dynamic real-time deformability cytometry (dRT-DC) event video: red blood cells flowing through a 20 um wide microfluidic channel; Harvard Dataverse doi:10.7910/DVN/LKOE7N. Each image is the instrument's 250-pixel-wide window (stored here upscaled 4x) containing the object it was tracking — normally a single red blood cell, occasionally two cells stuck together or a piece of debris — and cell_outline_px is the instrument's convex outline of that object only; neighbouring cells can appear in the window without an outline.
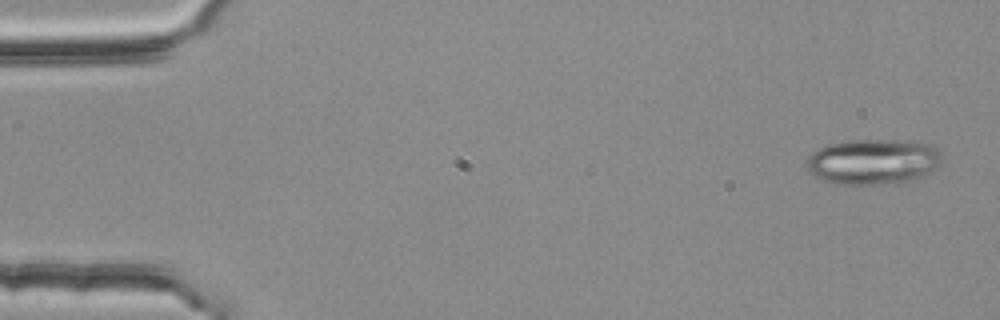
{"species": "common noctule bat (a hibernating species)", "species_latin": "Nyctalus noctula", "temperature_condition": "room temperature", "stored_images_in_passage": 4, "segment_of_instrument_passage": [2, 2], "camera_frame_rate_fps": 3000, "um_per_image_px": 0.085, "animal": {"sex": "female", "body_mass_g": 25.1}, "frame": {"image": 1, "passage_image": 4, "time_ms": 1.0, "image_size_px": [1000, 320], "cell_outline_px": [[940, 160], [924, 176], [916, 180], [896, 184], [836, 184], [824, 180], [816, 176], [808, 168], [808, 160], [812, 152], [828, 144], [844, 140], [920, 140], [936, 148], [940, 152]], "centroid_in_image_um": [74.24, 13.73], "position_along_channel_um": 10.8, "area_um2": 35.89}}